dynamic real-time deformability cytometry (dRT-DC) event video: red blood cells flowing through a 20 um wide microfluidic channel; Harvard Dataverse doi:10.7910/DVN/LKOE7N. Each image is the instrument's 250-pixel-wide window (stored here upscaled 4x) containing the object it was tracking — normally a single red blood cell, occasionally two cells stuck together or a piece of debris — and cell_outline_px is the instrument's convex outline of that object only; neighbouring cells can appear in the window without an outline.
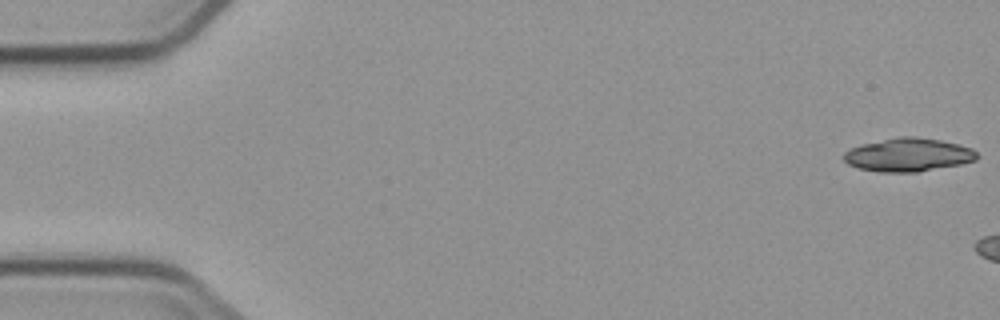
{"species": "common noctule bat (a hibernating species)", "species_latin": "Nyctalus noctula", "temperature_condition": "cold", "stored_images_in_passage": 3, "camera_frame_rate_fps": 3000, "um_per_image_px": 0.085, "animal": {"sex": "male", "body_mass_g": 23.1, "forearm_length_mm": 52.7}, "frame": {"image": 1, "passage_image": 1, "time_ms": 0.0, "image_size_px": [1000, 320], "cell_outline_px": [[976, 160], [960, 164], [920, 172], [880, 172], [856, 168], [848, 164], [844, 160], [844, 152], [852, 148], [864, 144], [900, 136], [916, 136], [940, 140], [960, 144], [972, 148], [976, 152]], "centroid_in_image_um": [77.21, 13.17], "position_along_channel_um": 7.8, "area_um2": 25.84}}